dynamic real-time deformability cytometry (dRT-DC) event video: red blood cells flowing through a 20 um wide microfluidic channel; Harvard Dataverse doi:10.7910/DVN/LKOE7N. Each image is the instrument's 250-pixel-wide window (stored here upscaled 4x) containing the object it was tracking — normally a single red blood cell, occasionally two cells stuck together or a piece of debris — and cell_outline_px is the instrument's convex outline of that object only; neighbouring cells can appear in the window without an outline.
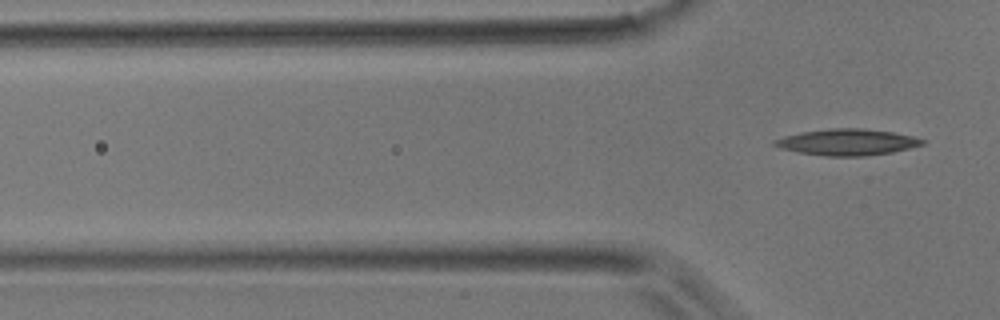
{"species": "common noctule bat (a hibernating species)", "species_latin": "Nyctalus noctula", "temperature_condition": "room temperature", "stored_images_in_passage": 5, "camera_frame_rate_fps": 3000, "um_per_image_px": 0.085, "animal": {"sex": "male", "body_mass_g": 17.9}, "frame": {"image": 1, "passage_image": 5, "time_ms": 1.333, "image_size_px": [1000, 320], "cell_outline_px": [[924, 144], [892, 152], [864, 156], [824, 156], [796, 152], [780, 148], [772, 144], [772, 140], [784, 136], [800, 132], [832, 128], [864, 128], [892, 132], [912, 136], [924, 140]], "centroid_in_image_um": [71.95, 12.08], "position_along_channel_um": 53.8, "area_um2": 22.66}}